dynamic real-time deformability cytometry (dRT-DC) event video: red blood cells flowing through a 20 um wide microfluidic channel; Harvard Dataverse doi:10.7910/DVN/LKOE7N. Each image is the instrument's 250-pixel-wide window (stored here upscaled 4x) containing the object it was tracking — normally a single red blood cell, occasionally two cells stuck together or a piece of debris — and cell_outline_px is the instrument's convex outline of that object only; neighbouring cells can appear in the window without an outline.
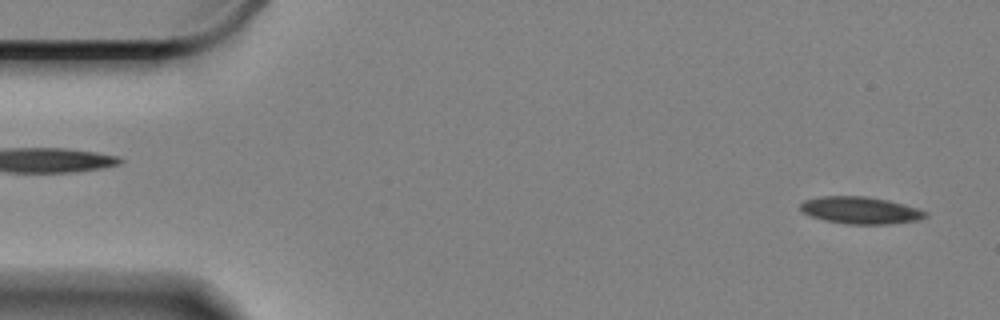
{"species": "Egyptian fruit bat (a non-hibernating species)", "species_latin": "Rousettus aegyptiacus", "temperature_condition": "cold", "stored_images_in_passage": 8, "camera_frame_rate_fps": 3000, "um_per_image_px": 0.085, "animal": {"sex": "female"}, "frame": {"image": 1, "passage_image": 3, "time_ms": 0.667, "image_size_px": [1000, 320], "cell_outline_px": [[928, 216], [916, 220], [888, 224], [852, 224], [828, 220], [812, 216], [804, 212], [800, 208], [800, 204], [804, 200], [824, 196], [864, 196], [888, 200], [916, 208], [924, 212]], "centroid_in_image_um": [73.12, 17.86], "position_along_channel_um": 11.9, "area_um2": 19.19}}